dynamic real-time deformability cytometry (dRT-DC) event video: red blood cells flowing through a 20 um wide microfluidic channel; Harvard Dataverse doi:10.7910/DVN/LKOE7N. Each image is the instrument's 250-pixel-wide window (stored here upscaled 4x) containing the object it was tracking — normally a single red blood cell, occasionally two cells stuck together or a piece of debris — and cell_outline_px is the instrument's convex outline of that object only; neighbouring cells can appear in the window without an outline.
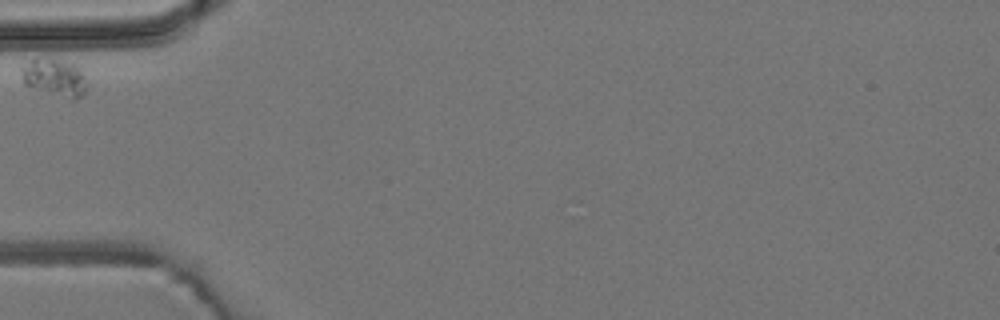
{"species": "common noctule bat (a hibernating species)", "species_latin": "Nyctalus noctula", "temperature_condition": "room temperature", "stored_images_in_passage": 4, "camera_frame_rate_fps": 3000, "um_per_image_px": 0.085, "animal": {"sex": "male", "body_mass_g": 19.2, "forearm_length_mm": 51.8}, "frame": {"image": 1, "passage_image": 1, "time_ms": 0.0, "image_size_px": [1000, 320], "cell_outline_px": [[88, 88], [76, 100], [72, 100], [24, 84], [20, 68], [36, 56], [64, 60], [72, 64], [84, 76]], "centroid_in_image_um": [4.63, 6.57], "position_along_channel_um": 80.4, "area_um2": 14.22}}
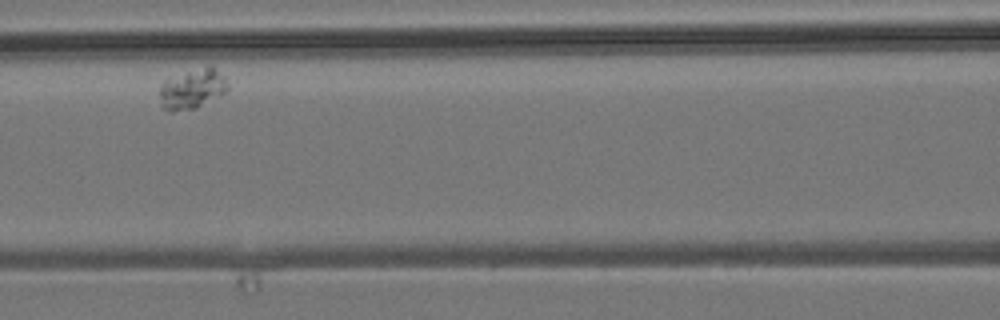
{"frame": {"image": 2, "passage_image": 3, "time_ms": 2.333, "image_size_px": [1000, 320], "cell_outline_px": [[228, 88], [224, 92], [196, 108], [172, 112], [168, 112], [164, 108], [160, 96], [160, 88], [164, 80], [208, 64], [212, 64], [224, 76], [228, 84]], "centroid_in_image_um": [16.36, 7.53], "position_along_channel_um": 150.2, "area_um2": 15.72}}
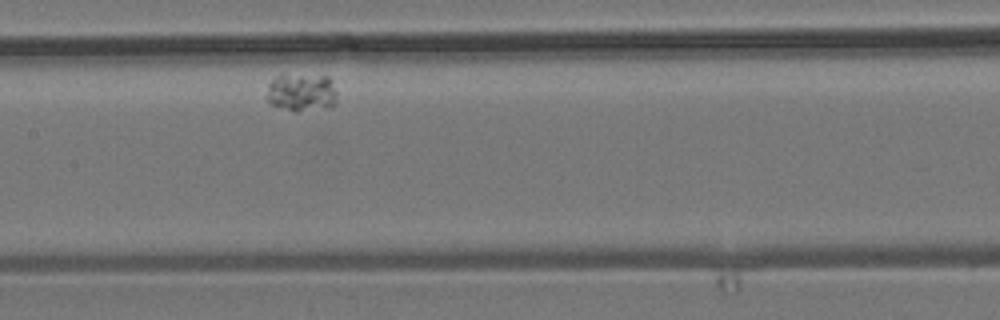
{"frame": {"image": 3, "passage_image": 4, "time_ms": 3.333, "image_size_px": [1000, 320], "cell_outline_px": [[336, 104], [328, 108], [296, 112], [292, 112], [272, 104], [264, 96], [268, 84], [276, 76], [328, 76], [336, 92]], "centroid_in_image_um": [25.61, 7.9], "position_along_channel_um": 181.8, "area_um2": 15.55}}